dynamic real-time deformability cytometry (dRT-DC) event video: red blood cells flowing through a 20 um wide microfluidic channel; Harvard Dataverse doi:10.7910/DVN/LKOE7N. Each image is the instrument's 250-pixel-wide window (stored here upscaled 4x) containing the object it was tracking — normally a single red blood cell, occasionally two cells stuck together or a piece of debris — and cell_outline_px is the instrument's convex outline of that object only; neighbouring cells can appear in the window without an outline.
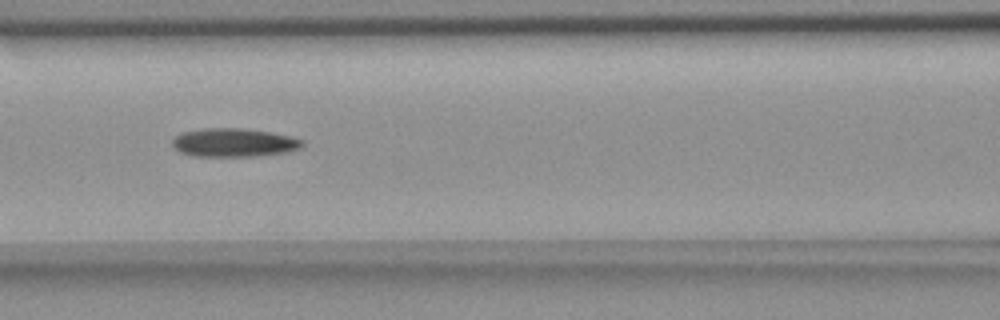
{"species": "common noctule bat (a hibernating species)", "species_latin": "Nyctalus noctula", "temperature_condition": "room temperature", "stored_images_in_passage": 14, "camera_frame_rate_fps": 3000, "um_per_image_px": 0.085, "animal": {"sex": "female", "body_mass_g": 18.4}, "frame": {"image": 1, "passage_image": 6, "time_ms": 7.667, "image_size_px": [1000, 320], "cell_outline_px": [[304, 144], [300, 148], [288, 152], [256, 156], [192, 156], [180, 152], [172, 144], [172, 140], [180, 132], [204, 128], [240, 128], [268, 132], [292, 136], [304, 140]], "centroid_in_image_um": [19.89, 12.12], "position_along_channel_um": 146.7, "area_um2": 21.68}}
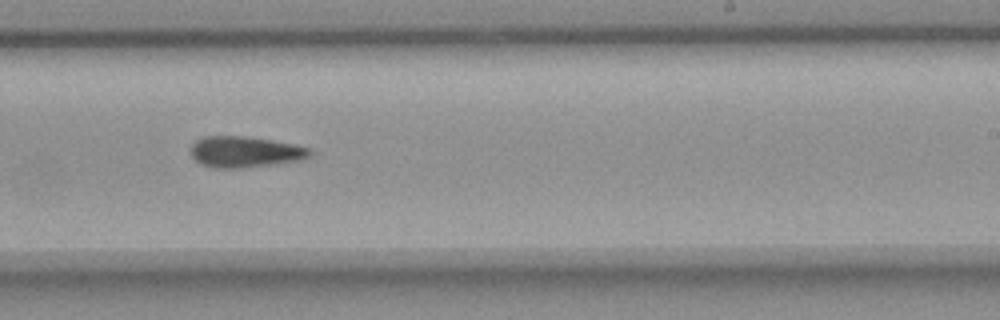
{"frame": {"image": 2, "passage_image": 9, "time_ms": 11.0, "image_size_px": [1000, 320], "cell_outline_px": [[312, 156], [304, 160], [276, 164], [240, 168], [212, 168], [200, 164], [192, 156], [192, 144], [196, 140], [204, 136], [244, 136], [292, 144], [308, 148], [312, 152]], "centroid_in_image_um": [20.83, 12.92], "position_along_channel_um": 268.2, "area_um2": 21.56}}
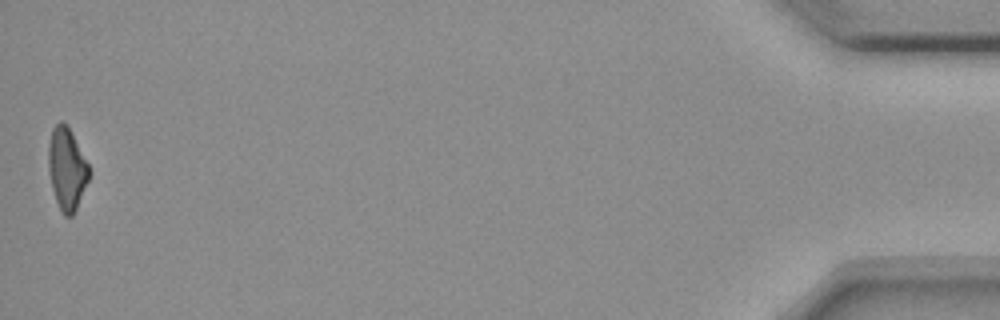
{"frame": {"image": 3, "passage_image": 14, "time_ms": 18.0, "image_size_px": [1000, 320], "cell_outline_px": [[88, 180], [76, 208], [72, 216], [64, 216], [60, 212], [52, 188], [48, 168], [48, 144], [52, 128], [60, 120], [68, 124], [88, 164]], "centroid_in_image_um": [5.65, 14.31], "position_along_channel_um": 429.6, "area_um2": 19.36}, "authors_computed_cell_mechanics": {"area_um2": 21.0103, "velocity_mm_per_s": 3.6601, "shape_relaxation_time_tau1_ms": 4.1989, "shape_relaxation_time_tau2_ms": null, "deformation_change_tau1": 0.1305, "deformation_change_tau2": null}}